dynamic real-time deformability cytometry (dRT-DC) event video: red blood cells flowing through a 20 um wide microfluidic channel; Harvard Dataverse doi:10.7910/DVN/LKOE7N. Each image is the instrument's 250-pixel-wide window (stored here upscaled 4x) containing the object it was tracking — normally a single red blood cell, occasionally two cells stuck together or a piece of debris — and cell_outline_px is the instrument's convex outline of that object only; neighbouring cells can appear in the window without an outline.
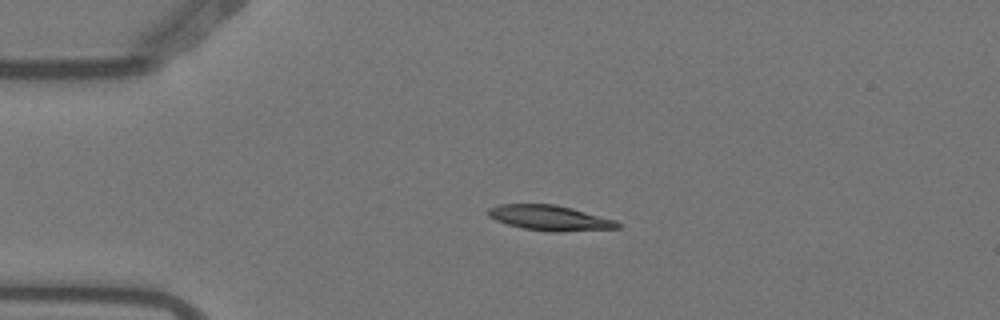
{"species": "Egyptian fruit bat (a non-hibernating species)", "species_latin": "Rousettus aegyptiacus", "temperature_condition": "warm", "stored_images_in_passage": 3, "camera_frame_rate_fps": 3000, "um_per_image_px": 0.085, "animal": {"sex": "female"}, "frame": {"image": 1, "passage_image": 2, "time_ms": 0.333, "image_size_px": [1000, 320], "cell_outline_px": [[620, 228], [560, 232], [548, 232], [524, 228], [508, 224], [496, 220], [488, 216], [488, 208], [500, 204], [556, 204], [572, 208], [616, 220], [620, 224]], "centroid_in_image_um": [46.75, 18.52], "position_along_channel_um": 38.3, "area_um2": 19.02}}